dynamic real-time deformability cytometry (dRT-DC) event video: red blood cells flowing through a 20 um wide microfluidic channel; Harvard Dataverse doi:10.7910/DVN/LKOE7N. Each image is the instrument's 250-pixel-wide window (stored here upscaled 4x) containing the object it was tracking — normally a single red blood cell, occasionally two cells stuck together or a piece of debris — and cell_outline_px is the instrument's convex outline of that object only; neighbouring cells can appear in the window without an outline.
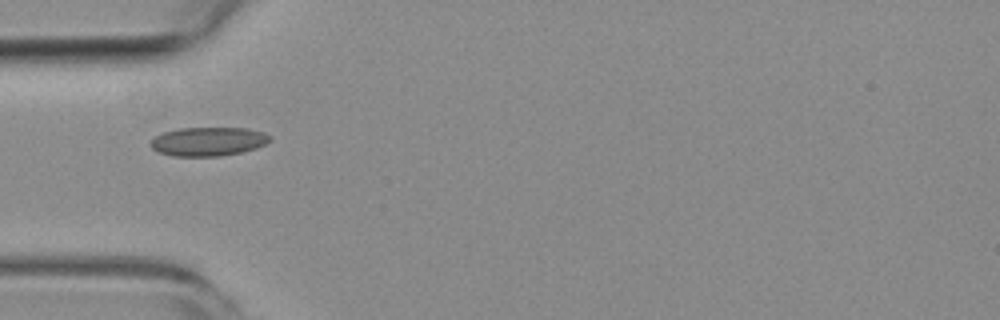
{"species": "common noctule bat (a hibernating species)", "species_latin": "Nyctalus noctula", "temperature_condition": "room temperature", "stored_images_in_passage": 5, "camera_frame_rate_fps": 3000, "um_per_image_px": 0.085, "animal": {"sex": "female", "body_mass_g": 19.3, "forearm_length_mm": 54.1}, "frame": {"image": 1, "passage_image": 1, "time_ms": 0.0, "image_size_px": [1000, 320], "cell_outline_px": [[272, 140], [256, 148], [240, 152], [220, 156], [172, 156], [160, 152], [152, 148], [148, 144], [156, 136], [164, 132], [180, 128], [248, 128], [264, 132], [272, 136]], "centroid_in_image_um": [17.72, 12.02], "position_along_channel_um": 67.3, "area_um2": 20.06}}
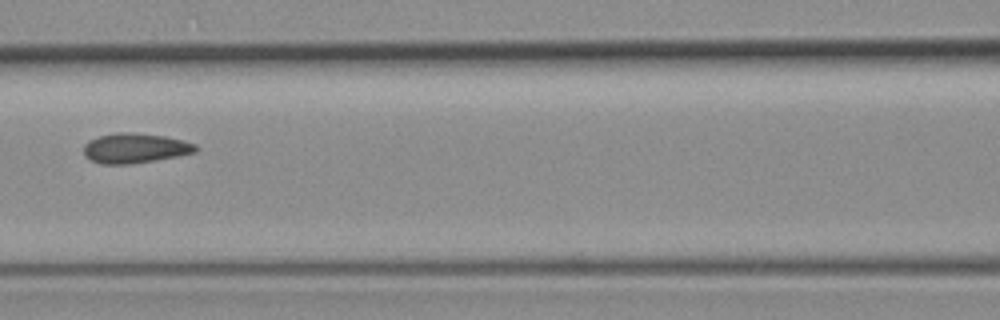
{"frame": {"image": 2, "passage_image": 3, "time_ms": 2.333, "image_size_px": [1000, 320], "cell_outline_px": [[200, 148], [196, 152], [156, 160], [132, 164], [100, 164], [84, 156], [84, 144], [88, 140], [100, 136], [116, 132], [132, 132], [164, 136], [184, 140], [196, 144]], "centroid_in_image_um": [11.48, 12.59], "position_along_channel_um": 155.1, "area_um2": 19.65}}
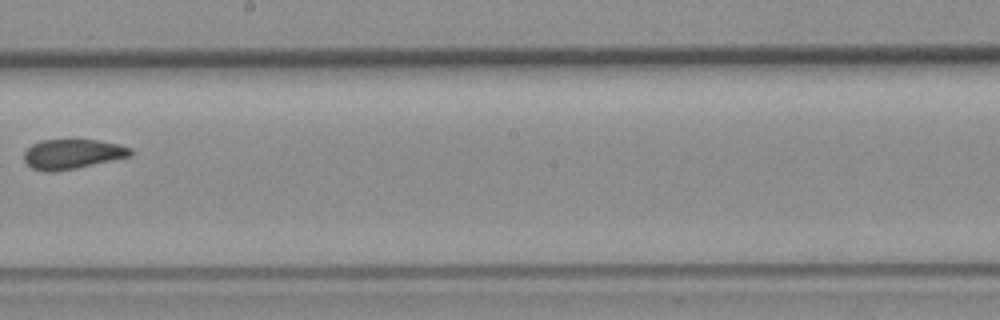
{"frame": {"image": 3, "passage_image": 5, "time_ms": 4.667, "image_size_px": [1000, 320], "cell_outline_px": [[132, 156], [76, 168], [52, 172], [44, 172], [32, 168], [24, 160], [24, 152], [32, 144], [44, 140], [96, 140], [120, 144], [132, 148]], "centroid_in_image_um": [6.17, 13.1], "position_along_channel_um": 242.0, "area_um2": 18.44}}